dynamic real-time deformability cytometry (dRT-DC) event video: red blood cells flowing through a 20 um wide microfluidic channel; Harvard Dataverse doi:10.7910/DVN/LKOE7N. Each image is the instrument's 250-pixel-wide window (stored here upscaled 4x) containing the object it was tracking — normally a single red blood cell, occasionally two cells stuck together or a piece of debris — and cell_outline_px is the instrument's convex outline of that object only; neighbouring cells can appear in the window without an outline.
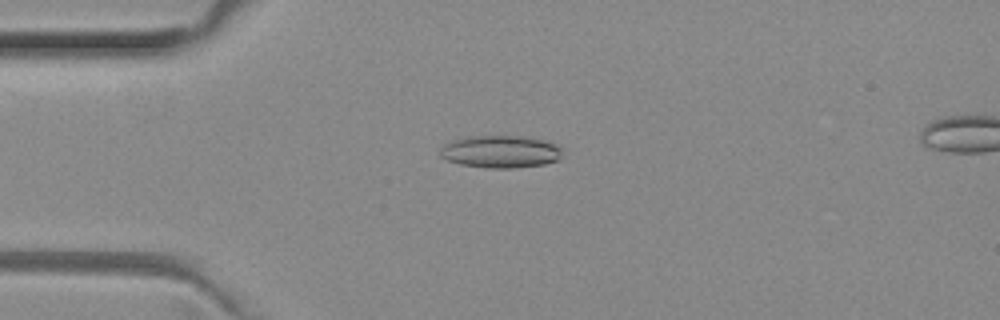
{"species": "common noctule bat (a hibernating species)", "species_latin": "Nyctalus noctula", "temperature_condition": "room temperature", "stored_images_in_passage": 52, "segment_of_instrument_passage": [1, 2], "camera_frame_rate_fps": 3000, "um_per_image_px": 0.085, "animal": {"sex": "female", "body_mass_g": 29.2, "forearm_length_mm": 56.3}, "frame": {"image": 1, "passage_image": 12, "time_ms": 3.667, "image_size_px": [1000, 320], "cell_outline_px": [[564, 148], [560, 156], [556, 160], [544, 164], [516, 168], [488, 168], [460, 164], [448, 160], [440, 156], [440, 148], [444, 144], [452, 140], [468, 136], [520, 136], [540, 140], [556, 144]], "centroid_in_image_um": [42.53, 12.89], "position_along_channel_um": 42.5, "area_um2": 23.06}}
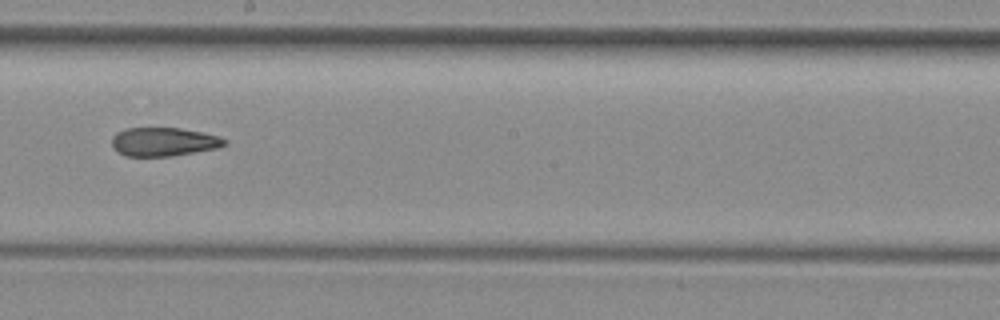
{"frame": {"image": 2, "passage_image": 28, "time_ms": 9.0, "image_size_px": [1000, 320], "cell_outline_px": [[228, 144], [216, 148], [172, 156], [124, 156], [116, 152], [112, 148], [112, 136], [116, 132], [124, 128], [180, 128], [204, 132], [220, 136], [228, 140]], "centroid_in_image_um": [13.9, 12.05], "position_along_channel_um": 234.3, "area_um2": 19.13}}
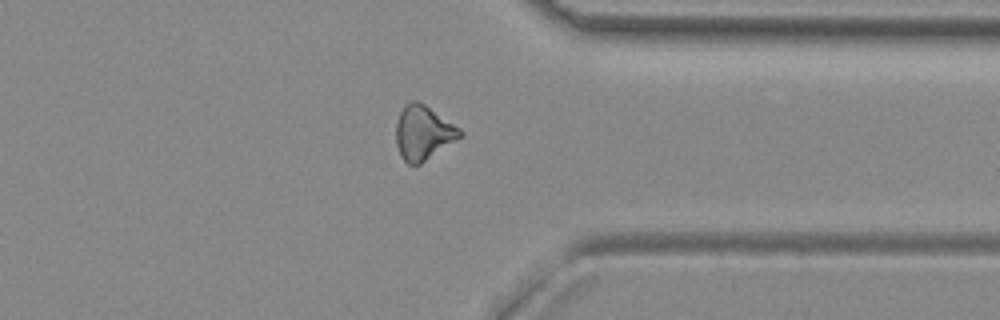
{"frame": {"image": 3, "passage_image": 39, "time_ms": 12.667, "image_size_px": [1000, 320], "cell_outline_px": [[464, 136], [420, 164], [408, 164], [400, 156], [396, 144], [396, 120], [404, 104], [412, 100], [416, 100], [424, 104], [460, 128], [464, 132]], "centroid_in_image_um": [35.98, 11.28], "position_along_channel_um": 375.4, "area_um2": 20.4}}